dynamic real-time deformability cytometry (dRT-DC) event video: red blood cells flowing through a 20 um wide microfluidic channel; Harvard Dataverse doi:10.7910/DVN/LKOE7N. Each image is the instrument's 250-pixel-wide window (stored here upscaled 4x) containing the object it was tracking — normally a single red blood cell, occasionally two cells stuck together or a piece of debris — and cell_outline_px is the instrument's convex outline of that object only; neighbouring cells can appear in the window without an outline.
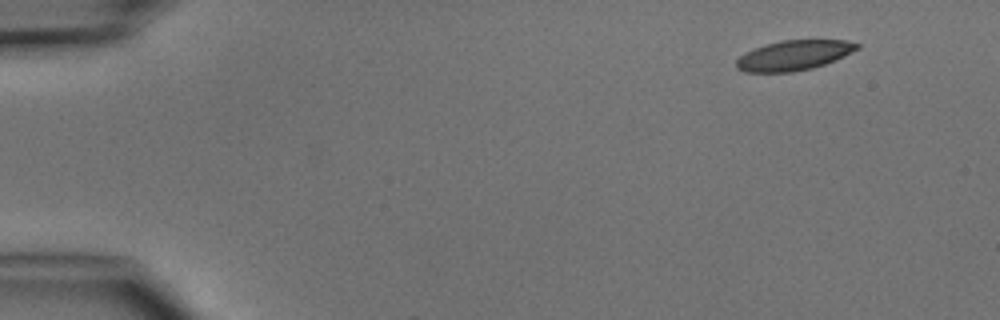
{"species": "common noctule bat (a hibernating species)", "species_latin": "Nyctalus noctula", "temperature_condition": "cold", "stored_images_in_passage": 6, "camera_frame_rate_fps": 3000, "um_per_image_px": 0.085, "animal": {"sex": "male", "body_mass_g": 15.6}, "frame": {"image": 1, "passage_image": 1, "time_ms": 0.0, "image_size_px": [1000, 320], "cell_outline_px": [[860, 48], [844, 56], [824, 64], [812, 68], [792, 72], [744, 72], [736, 68], [736, 60], [744, 52], [764, 44], [780, 40], [848, 40], [860, 44]], "centroid_in_image_um": [67.46, 4.69], "position_along_channel_um": 17.5, "area_um2": 21.21}}
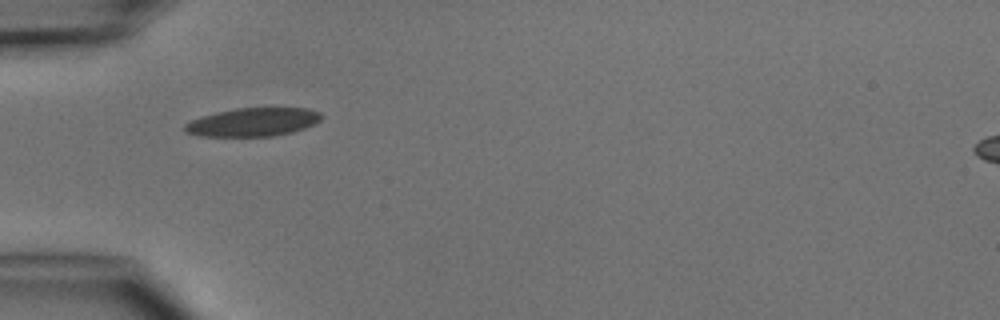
{"frame": {"image": 2, "passage_image": 4, "time_ms": 3.667, "image_size_px": [1000, 320], "cell_outline_px": [[320, 120], [304, 128], [292, 132], [272, 136], [200, 136], [184, 132], [184, 124], [200, 116], [216, 112], [236, 108], [308, 108], [320, 112]], "centroid_in_image_um": [21.45, 10.37], "position_along_channel_um": 63.5, "area_um2": 22.54}}
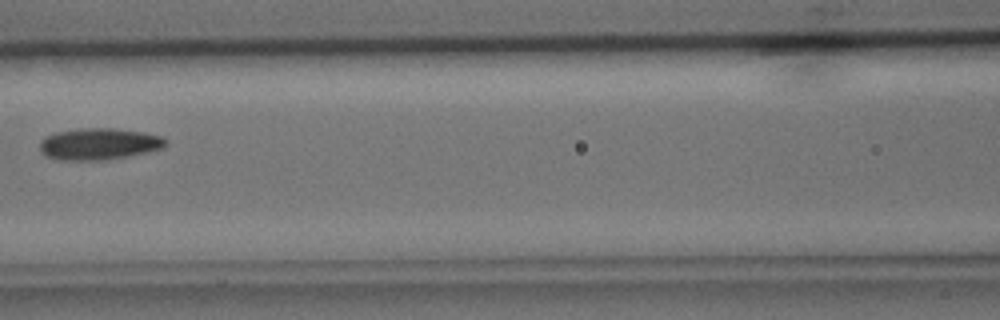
{"frame": {"image": 3, "passage_image": 6, "time_ms": 6.0, "image_size_px": [1000, 320], "cell_outline_px": [[168, 144], [164, 148], [148, 152], [108, 160], [60, 160], [44, 156], [40, 152], [40, 140], [44, 136], [56, 132], [80, 128], [112, 128], [144, 132], [160, 136], [168, 140]], "centroid_in_image_um": [8.41, 12.24], "position_along_channel_um": 158.2, "area_um2": 23.58}}